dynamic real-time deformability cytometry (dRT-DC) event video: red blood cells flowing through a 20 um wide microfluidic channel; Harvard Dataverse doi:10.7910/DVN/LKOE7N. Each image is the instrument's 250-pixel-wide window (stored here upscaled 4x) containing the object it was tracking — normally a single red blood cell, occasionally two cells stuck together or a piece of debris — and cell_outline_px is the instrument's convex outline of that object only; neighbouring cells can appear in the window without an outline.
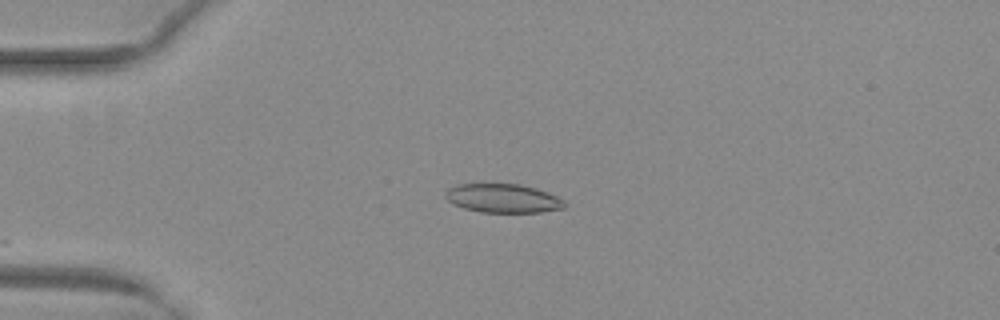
{"species": "common noctule bat (a hibernating species)", "species_latin": "Nyctalus noctula", "temperature_condition": "warm", "stored_images_in_passage": 18, "camera_frame_rate_fps": 3000, "um_per_image_px": 0.085, "animal": {"sex": "female", "body_mass_g": 29.2, "forearm_length_mm": 56.3}, "frame": {"image": 1, "passage_image": 2, "time_ms": 0.333, "image_size_px": [1000, 320], "cell_outline_px": [[564, 208], [540, 212], [480, 212], [464, 208], [452, 204], [444, 196], [448, 188], [460, 184], [520, 184], [536, 188], [548, 192], [564, 200]], "centroid_in_image_um": [42.74, 16.85], "position_along_channel_um": 42.3, "area_um2": 19.94}}
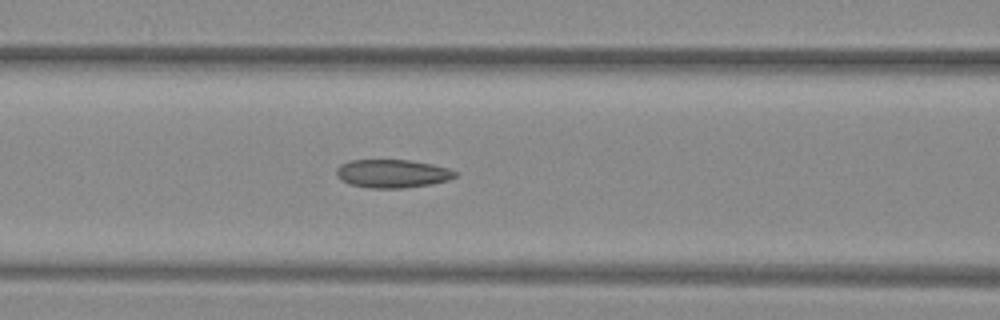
{"frame": {"image": 2, "passage_image": 11, "time_ms": 3.333, "image_size_px": [1000, 320], "cell_outline_px": [[456, 176], [448, 180], [432, 184], [404, 188], [368, 188], [348, 184], [336, 176], [336, 168], [340, 164], [352, 160], [408, 160], [432, 164], [448, 168], [456, 172]], "centroid_in_image_um": [33.32, 14.76], "position_along_channel_um": 133.3, "area_um2": 19.65}}
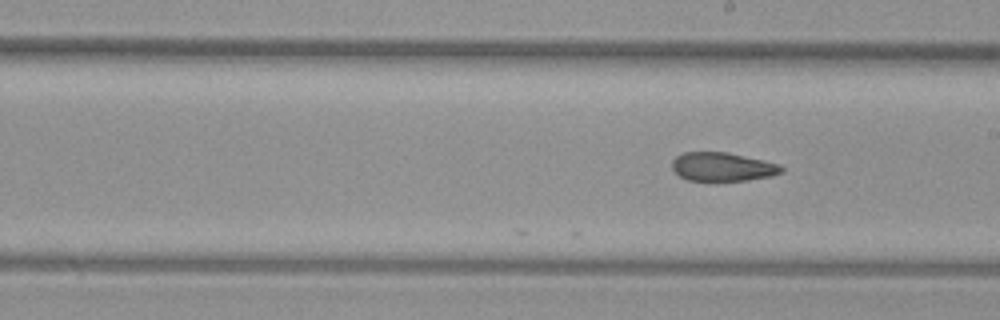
{"frame": {"image": 3, "passage_image": 18, "time_ms": 5.667, "image_size_px": [1000, 320], "cell_outline_px": [[784, 172], [772, 176], [748, 180], [688, 180], [680, 176], [672, 168], [672, 160], [676, 156], [684, 152], [728, 152], [764, 160], [780, 164], [784, 168]], "centroid_in_image_um": [61.45, 14.17], "position_along_channel_um": 227.5, "area_um2": 18.32}}